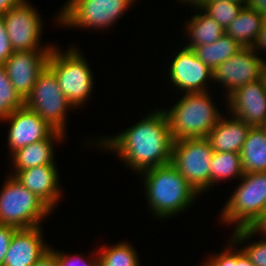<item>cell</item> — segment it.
Wrapping results in <instances>:
<instances>
[{
  "label": "cell",
  "instance_id": "cell-1",
  "mask_svg": "<svg viewBox=\"0 0 266 266\" xmlns=\"http://www.w3.org/2000/svg\"><path fill=\"white\" fill-rule=\"evenodd\" d=\"M107 138L96 143L116 152L134 172L171 163L173 139L164 109L155 110L126 131Z\"/></svg>",
  "mask_w": 266,
  "mask_h": 266
},
{
  "label": "cell",
  "instance_id": "cell-2",
  "mask_svg": "<svg viewBox=\"0 0 266 266\" xmlns=\"http://www.w3.org/2000/svg\"><path fill=\"white\" fill-rule=\"evenodd\" d=\"M144 178L148 207L158 218H170L184 212L199 195L170 163L140 173Z\"/></svg>",
  "mask_w": 266,
  "mask_h": 266
},
{
  "label": "cell",
  "instance_id": "cell-3",
  "mask_svg": "<svg viewBox=\"0 0 266 266\" xmlns=\"http://www.w3.org/2000/svg\"><path fill=\"white\" fill-rule=\"evenodd\" d=\"M183 94L171 110H164L173 141L206 138L222 115L208 92Z\"/></svg>",
  "mask_w": 266,
  "mask_h": 266
},
{
  "label": "cell",
  "instance_id": "cell-4",
  "mask_svg": "<svg viewBox=\"0 0 266 266\" xmlns=\"http://www.w3.org/2000/svg\"><path fill=\"white\" fill-rule=\"evenodd\" d=\"M54 47L53 45L49 53L47 67L56 76L68 102L77 108L83 105L92 93L94 80L91 69L75 46L64 53Z\"/></svg>",
  "mask_w": 266,
  "mask_h": 266
},
{
  "label": "cell",
  "instance_id": "cell-5",
  "mask_svg": "<svg viewBox=\"0 0 266 266\" xmlns=\"http://www.w3.org/2000/svg\"><path fill=\"white\" fill-rule=\"evenodd\" d=\"M240 180L220 214L225 224L237 223L235 229L252 227L266 210V172L244 173Z\"/></svg>",
  "mask_w": 266,
  "mask_h": 266
},
{
  "label": "cell",
  "instance_id": "cell-6",
  "mask_svg": "<svg viewBox=\"0 0 266 266\" xmlns=\"http://www.w3.org/2000/svg\"><path fill=\"white\" fill-rule=\"evenodd\" d=\"M7 178L0 192V224L18 229L40 226L52 210L11 173Z\"/></svg>",
  "mask_w": 266,
  "mask_h": 266
},
{
  "label": "cell",
  "instance_id": "cell-7",
  "mask_svg": "<svg viewBox=\"0 0 266 266\" xmlns=\"http://www.w3.org/2000/svg\"><path fill=\"white\" fill-rule=\"evenodd\" d=\"M214 150L207 138L175 140L171 164L198 194L210 188V165Z\"/></svg>",
  "mask_w": 266,
  "mask_h": 266
},
{
  "label": "cell",
  "instance_id": "cell-8",
  "mask_svg": "<svg viewBox=\"0 0 266 266\" xmlns=\"http://www.w3.org/2000/svg\"><path fill=\"white\" fill-rule=\"evenodd\" d=\"M57 15L58 25L104 29L118 20L135 0H67ZM102 27V28H101Z\"/></svg>",
  "mask_w": 266,
  "mask_h": 266
},
{
  "label": "cell",
  "instance_id": "cell-9",
  "mask_svg": "<svg viewBox=\"0 0 266 266\" xmlns=\"http://www.w3.org/2000/svg\"><path fill=\"white\" fill-rule=\"evenodd\" d=\"M24 105L36 112L56 131L65 133L66 112L73 106L62 93L56 76L47 66L38 75L30 95L24 100Z\"/></svg>",
  "mask_w": 266,
  "mask_h": 266
},
{
  "label": "cell",
  "instance_id": "cell-10",
  "mask_svg": "<svg viewBox=\"0 0 266 266\" xmlns=\"http://www.w3.org/2000/svg\"><path fill=\"white\" fill-rule=\"evenodd\" d=\"M2 17L13 51L51 50L53 48L52 45L41 48L39 38L42 34L43 22L37 10L27 0L7 11Z\"/></svg>",
  "mask_w": 266,
  "mask_h": 266
},
{
  "label": "cell",
  "instance_id": "cell-11",
  "mask_svg": "<svg viewBox=\"0 0 266 266\" xmlns=\"http://www.w3.org/2000/svg\"><path fill=\"white\" fill-rule=\"evenodd\" d=\"M266 60L258 56L254 48L243 47L236 54L218 65L213 71V82H220L228 97L237 88L263 77Z\"/></svg>",
  "mask_w": 266,
  "mask_h": 266
},
{
  "label": "cell",
  "instance_id": "cell-12",
  "mask_svg": "<svg viewBox=\"0 0 266 266\" xmlns=\"http://www.w3.org/2000/svg\"><path fill=\"white\" fill-rule=\"evenodd\" d=\"M51 50L13 51L3 64L15 91L25 100L46 68Z\"/></svg>",
  "mask_w": 266,
  "mask_h": 266
},
{
  "label": "cell",
  "instance_id": "cell-13",
  "mask_svg": "<svg viewBox=\"0 0 266 266\" xmlns=\"http://www.w3.org/2000/svg\"><path fill=\"white\" fill-rule=\"evenodd\" d=\"M171 62L169 81L177 90L183 89L182 92L185 93L208 91L205 84L209 79L213 80V70L205 65L192 49L183 47Z\"/></svg>",
  "mask_w": 266,
  "mask_h": 266
},
{
  "label": "cell",
  "instance_id": "cell-14",
  "mask_svg": "<svg viewBox=\"0 0 266 266\" xmlns=\"http://www.w3.org/2000/svg\"><path fill=\"white\" fill-rule=\"evenodd\" d=\"M229 113L252 127L259 126L266 115V83L264 78L237 88L228 97Z\"/></svg>",
  "mask_w": 266,
  "mask_h": 266
},
{
  "label": "cell",
  "instance_id": "cell-15",
  "mask_svg": "<svg viewBox=\"0 0 266 266\" xmlns=\"http://www.w3.org/2000/svg\"><path fill=\"white\" fill-rule=\"evenodd\" d=\"M3 121H8L10 124L8 144L11 155L29 144L47 139L55 131L36 112L28 109L25 105L16 109Z\"/></svg>",
  "mask_w": 266,
  "mask_h": 266
},
{
  "label": "cell",
  "instance_id": "cell-16",
  "mask_svg": "<svg viewBox=\"0 0 266 266\" xmlns=\"http://www.w3.org/2000/svg\"><path fill=\"white\" fill-rule=\"evenodd\" d=\"M42 227L19 228L11 238L3 266H32L48 250L42 238Z\"/></svg>",
  "mask_w": 266,
  "mask_h": 266
},
{
  "label": "cell",
  "instance_id": "cell-17",
  "mask_svg": "<svg viewBox=\"0 0 266 266\" xmlns=\"http://www.w3.org/2000/svg\"><path fill=\"white\" fill-rule=\"evenodd\" d=\"M13 176L53 211L62 194L55 163L17 171Z\"/></svg>",
  "mask_w": 266,
  "mask_h": 266
},
{
  "label": "cell",
  "instance_id": "cell-18",
  "mask_svg": "<svg viewBox=\"0 0 266 266\" xmlns=\"http://www.w3.org/2000/svg\"><path fill=\"white\" fill-rule=\"evenodd\" d=\"M251 127L236 117L228 120L221 116L206 138L214 151L241 153Z\"/></svg>",
  "mask_w": 266,
  "mask_h": 266
},
{
  "label": "cell",
  "instance_id": "cell-19",
  "mask_svg": "<svg viewBox=\"0 0 266 266\" xmlns=\"http://www.w3.org/2000/svg\"><path fill=\"white\" fill-rule=\"evenodd\" d=\"M63 137H65L63 132L55 130L47 139L29 144L14 152L11 155L13 168H15L12 176L17 171L56 163L54 162V146L52 145L54 141L59 142Z\"/></svg>",
  "mask_w": 266,
  "mask_h": 266
},
{
  "label": "cell",
  "instance_id": "cell-20",
  "mask_svg": "<svg viewBox=\"0 0 266 266\" xmlns=\"http://www.w3.org/2000/svg\"><path fill=\"white\" fill-rule=\"evenodd\" d=\"M264 19L246 6L225 29V33L237 41L242 47L253 48L256 44Z\"/></svg>",
  "mask_w": 266,
  "mask_h": 266
},
{
  "label": "cell",
  "instance_id": "cell-21",
  "mask_svg": "<svg viewBox=\"0 0 266 266\" xmlns=\"http://www.w3.org/2000/svg\"><path fill=\"white\" fill-rule=\"evenodd\" d=\"M240 155L244 173L266 172V132L251 127Z\"/></svg>",
  "mask_w": 266,
  "mask_h": 266
},
{
  "label": "cell",
  "instance_id": "cell-22",
  "mask_svg": "<svg viewBox=\"0 0 266 266\" xmlns=\"http://www.w3.org/2000/svg\"><path fill=\"white\" fill-rule=\"evenodd\" d=\"M185 47L192 49L196 53V56L213 71L218 65L225 62L243 48L226 33L209 45H185Z\"/></svg>",
  "mask_w": 266,
  "mask_h": 266
},
{
  "label": "cell",
  "instance_id": "cell-23",
  "mask_svg": "<svg viewBox=\"0 0 266 266\" xmlns=\"http://www.w3.org/2000/svg\"><path fill=\"white\" fill-rule=\"evenodd\" d=\"M186 27L191 42L187 46L209 45L225 33V29L204 12L193 15Z\"/></svg>",
  "mask_w": 266,
  "mask_h": 266
},
{
  "label": "cell",
  "instance_id": "cell-24",
  "mask_svg": "<svg viewBox=\"0 0 266 266\" xmlns=\"http://www.w3.org/2000/svg\"><path fill=\"white\" fill-rule=\"evenodd\" d=\"M243 174L240 153L213 152L210 165V188L221 180L235 177L240 179Z\"/></svg>",
  "mask_w": 266,
  "mask_h": 266
},
{
  "label": "cell",
  "instance_id": "cell-25",
  "mask_svg": "<svg viewBox=\"0 0 266 266\" xmlns=\"http://www.w3.org/2000/svg\"><path fill=\"white\" fill-rule=\"evenodd\" d=\"M99 251L102 252L98 254V266H140L135 249L127 242L104 245Z\"/></svg>",
  "mask_w": 266,
  "mask_h": 266
},
{
  "label": "cell",
  "instance_id": "cell-26",
  "mask_svg": "<svg viewBox=\"0 0 266 266\" xmlns=\"http://www.w3.org/2000/svg\"><path fill=\"white\" fill-rule=\"evenodd\" d=\"M190 6L201 9L205 14L212 17L224 29L238 16L239 12L245 6V3L233 2L228 0H216L211 2H196Z\"/></svg>",
  "mask_w": 266,
  "mask_h": 266
},
{
  "label": "cell",
  "instance_id": "cell-27",
  "mask_svg": "<svg viewBox=\"0 0 266 266\" xmlns=\"http://www.w3.org/2000/svg\"><path fill=\"white\" fill-rule=\"evenodd\" d=\"M24 106V100L11 84L5 66L0 64V121L8 118L16 109Z\"/></svg>",
  "mask_w": 266,
  "mask_h": 266
},
{
  "label": "cell",
  "instance_id": "cell-28",
  "mask_svg": "<svg viewBox=\"0 0 266 266\" xmlns=\"http://www.w3.org/2000/svg\"><path fill=\"white\" fill-rule=\"evenodd\" d=\"M266 237V210L262 213L261 217L253 224L252 227L247 228H239L235 229L233 231L232 241L234 243H242L249 238H252L256 233L260 234Z\"/></svg>",
  "mask_w": 266,
  "mask_h": 266
},
{
  "label": "cell",
  "instance_id": "cell-29",
  "mask_svg": "<svg viewBox=\"0 0 266 266\" xmlns=\"http://www.w3.org/2000/svg\"><path fill=\"white\" fill-rule=\"evenodd\" d=\"M230 242V247L227 244L228 247L224 249V251L216 255L214 254V256L212 255L203 266H238V249L236 250V248H234V246L236 247L238 244L234 243L232 239Z\"/></svg>",
  "mask_w": 266,
  "mask_h": 266
},
{
  "label": "cell",
  "instance_id": "cell-30",
  "mask_svg": "<svg viewBox=\"0 0 266 266\" xmlns=\"http://www.w3.org/2000/svg\"><path fill=\"white\" fill-rule=\"evenodd\" d=\"M245 254L255 266H266V237L259 242H251L246 247H242Z\"/></svg>",
  "mask_w": 266,
  "mask_h": 266
},
{
  "label": "cell",
  "instance_id": "cell-31",
  "mask_svg": "<svg viewBox=\"0 0 266 266\" xmlns=\"http://www.w3.org/2000/svg\"><path fill=\"white\" fill-rule=\"evenodd\" d=\"M50 250L57 256L58 266H77L78 264H82V266H98V254L95 259L84 260L82 255H68L65 253H60L59 251L50 247ZM79 266V265H78Z\"/></svg>",
  "mask_w": 266,
  "mask_h": 266
},
{
  "label": "cell",
  "instance_id": "cell-32",
  "mask_svg": "<svg viewBox=\"0 0 266 266\" xmlns=\"http://www.w3.org/2000/svg\"><path fill=\"white\" fill-rule=\"evenodd\" d=\"M17 229L18 228L11 225L0 224V266H3L5 254L9 248L11 238Z\"/></svg>",
  "mask_w": 266,
  "mask_h": 266
},
{
  "label": "cell",
  "instance_id": "cell-33",
  "mask_svg": "<svg viewBox=\"0 0 266 266\" xmlns=\"http://www.w3.org/2000/svg\"><path fill=\"white\" fill-rule=\"evenodd\" d=\"M12 53L13 50L5 29V21L2 15H0V64H4Z\"/></svg>",
  "mask_w": 266,
  "mask_h": 266
},
{
  "label": "cell",
  "instance_id": "cell-34",
  "mask_svg": "<svg viewBox=\"0 0 266 266\" xmlns=\"http://www.w3.org/2000/svg\"><path fill=\"white\" fill-rule=\"evenodd\" d=\"M245 6L255 10L263 19H266V0H247Z\"/></svg>",
  "mask_w": 266,
  "mask_h": 266
},
{
  "label": "cell",
  "instance_id": "cell-35",
  "mask_svg": "<svg viewBox=\"0 0 266 266\" xmlns=\"http://www.w3.org/2000/svg\"><path fill=\"white\" fill-rule=\"evenodd\" d=\"M32 266H58L57 256L51 250H48V252Z\"/></svg>",
  "mask_w": 266,
  "mask_h": 266
},
{
  "label": "cell",
  "instance_id": "cell-36",
  "mask_svg": "<svg viewBox=\"0 0 266 266\" xmlns=\"http://www.w3.org/2000/svg\"><path fill=\"white\" fill-rule=\"evenodd\" d=\"M253 48L255 51H257L259 49L260 50L263 49L266 51V19H264V21H263V25H262V28L260 30L258 40H257V42Z\"/></svg>",
  "mask_w": 266,
  "mask_h": 266
},
{
  "label": "cell",
  "instance_id": "cell-37",
  "mask_svg": "<svg viewBox=\"0 0 266 266\" xmlns=\"http://www.w3.org/2000/svg\"><path fill=\"white\" fill-rule=\"evenodd\" d=\"M24 1L25 0H0V15H4L7 11Z\"/></svg>",
  "mask_w": 266,
  "mask_h": 266
},
{
  "label": "cell",
  "instance_id": "cell-38",
  "mask_svg": "<svg viewBox=\"0 0 266 266\" xmlns=\"http://www.w3.org/2000/svg\"><path fill=\"white\" fill-rule=\"evenodd\" d=\"M238 266H255L241 248L238 249Z\"/></svg>",
  "mask_w": 266,
  "mask_h": 266
},
{
  "label": "cell",
  "instance_id": "cell-39",
  "mask_svg": "<svg viewBox=\"0 0 266 266\" xmlns=\"http://www.w3.org/2000/svg\"><path fill=\"white\" fill-rule=\"evenodd\" d=\"M211 1H216V0H198L197 2H211ZM228 1L246 3L247 0H228Z\"/></svg>",
  "mask_w": 266,
  "mask_h": 266
},
{
  "label": "cell",
  "instance_id": "cell-40",
  "mask_svg": "<svg viewBox=\"0 0 266 266\" xmlns=\"http://www.w3.org/2000/svg\"><path fill=\"white\" fill-rule=\"evenodd\" d=\"M259 127L266 132V115Z\"/></svg>",
  "mask_w": 266,
  "mask_h": 266
},
{
  "label": "cell",
  "instance_id": "cell-41",
  "mask_svg": "<svg viewBox=\"0 0 266 266\" xmlns=\"http://www.w3.org/2000/svg\"><path fill=\"white\" fill-rule=\"evenodd\" d=\"M179 1H182V2H187V3H189V5L190 4H195L198 0H179Z\"/></svg>",
  "mask_w": 266,
  "mask_h": 266
},
{
  "label": "cell",
  "instance_id": "cell-42",
  "mask_svg": "<svg viewBox=\"0 0 266 266\" xmlns=\"http://www.w3.org/2000/svg\"><path fill=\"white\" fill-rule=\"evenodd\" d=\"M263 78H264L265 83H266V64H265L264 69H263Z\"/></svg>",
  "mask_w": 266,
  "mask_h": 266
}]
</instances>
